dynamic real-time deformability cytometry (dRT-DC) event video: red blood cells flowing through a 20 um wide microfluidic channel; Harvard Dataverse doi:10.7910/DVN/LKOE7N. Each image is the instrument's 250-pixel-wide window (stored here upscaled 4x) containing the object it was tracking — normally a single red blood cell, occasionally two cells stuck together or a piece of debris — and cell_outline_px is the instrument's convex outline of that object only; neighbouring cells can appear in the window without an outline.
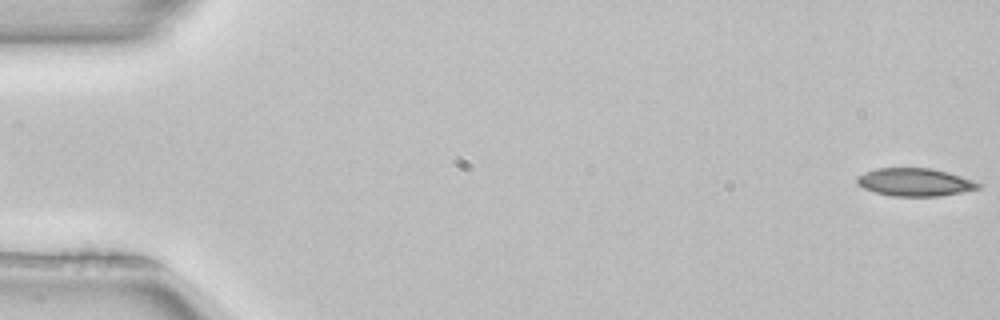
{"species": "common noctule bat (a hibernating species)", "species_latin": "Nyctalus noctula", "temperature_condition": "room temperature", "stored_images_in_passage": 52, "camera_frame_rate_fps": 3000, "um_per_image_px": 0.085, "animal": {"sex": "female", "body_mass_g": 22.7, "forearm_length_mm": 54.2}, "frame": {"image": 1, "passage_image": 1, "time_ms": 0.0, "image_size_px": [1000, 320], "cell_outline_px": [[984, 188], [964, 192], [940, 196], [892, 196], [876, 192], [864, 188], [856, 184], [856, 176], [864, 172], [876, 168], [932, 168], [948, 172], [984, 184]], "centroid_in_image_um": [77.8, 15.48], "position_along_channel_um": 7.2, "area_um2": 20.0}}
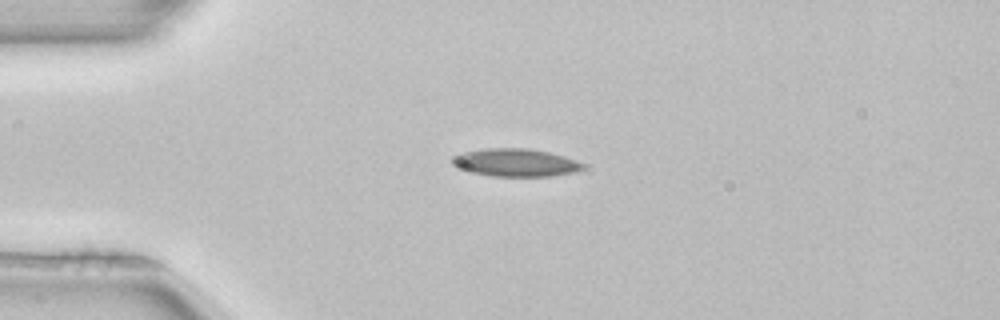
{"frame": {"image": 2, "passage_image": 13, "time_ms": 4.0, "image_size_px": [1000, 320], "cell_outline_px": [[588, 164], [584, 168], [572, 172], [552, 176], [492, 176], [472, 172], [456, 168], [452, 164], [452, 156], [464, 152], [484, 148], [528, 148], [548, 152], [564, 156]], "centroid_in_image_um": [43.81, 13.81], "position_along_channel_um": 41.2, "area_um2": 21.27}}
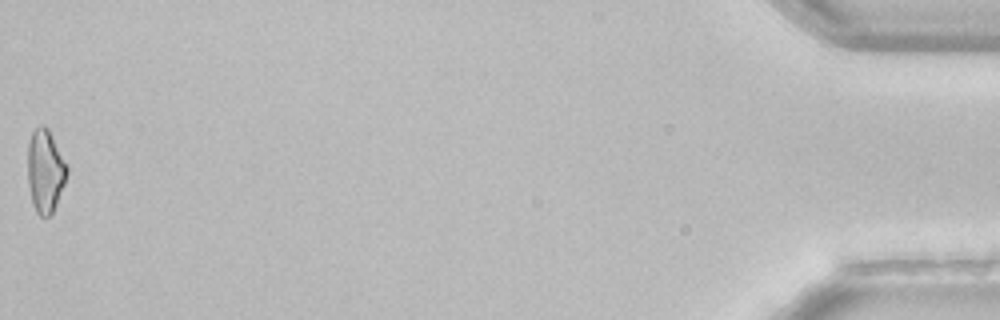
{"frame": {"image": 3, "passage_image": 52, "time_ms": 17.0, "image_size_px": [1000, 320], "cell_outline_px": [[68, 172], [64, 184], [52, 216], [40, 216], [36, 212], [32, 204], [28, 184], [28, 144], [32, 132], [40, 124], [44, 124], [48, 128], [68, 168]], "centroid_in_image_um": [3.84, 14.56], "position_along_channel_um": 431.4, "area_um2": 19.02}, "authors_computed_cell_mechanics": {"area_um2": 19.8832, "velocity_mm_per_s": 3.9893, "shape_relaxation_time_tau1_ms": 5.5503, "shape_relaxation_time_tau2_ms": null, "deformation_change_tau1": 0.173, "deformation_change_tau2": null}}